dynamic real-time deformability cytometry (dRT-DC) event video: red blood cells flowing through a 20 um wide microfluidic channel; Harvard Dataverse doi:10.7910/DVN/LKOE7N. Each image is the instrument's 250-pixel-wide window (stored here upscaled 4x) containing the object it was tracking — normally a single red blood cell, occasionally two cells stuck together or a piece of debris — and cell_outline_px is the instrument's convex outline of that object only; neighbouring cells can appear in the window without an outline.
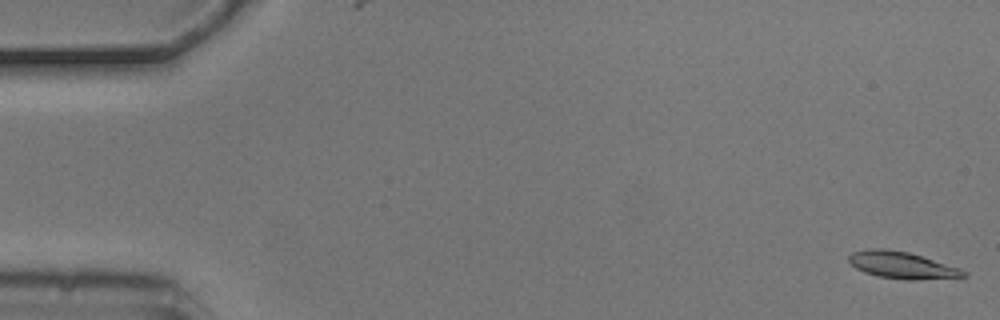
{"species": "common noctule bat (a hibernating species)", "species_latin": "Nyctalus noctula", "temperature_condition": "cold", "stored_images_in_passage": 4, "camera_frame_rate_fps": 3000, "um_per_image_px": 0.085, "animal": {"sex": "male", "body_mass_g": 20.5, "forearm_length_mm": 52.5}, "frame": {"image": 1, "passage_image": 1, "time_ms": 0.0, "image_size_px": [1000, 320], "cell_outline_px": [[968, 276], [916, 280], [904, 280], [876, 276], [864, 272], [856, 268], [848, 260], [848, 256], [852, 252], [872, 248], [884, 248], [908, 252], [960, 268], [968, 272]], "centroid_in_image_um": [76.66, 22.54], "position_along_channel_um": 8.3, "area_um2": 17.98}}
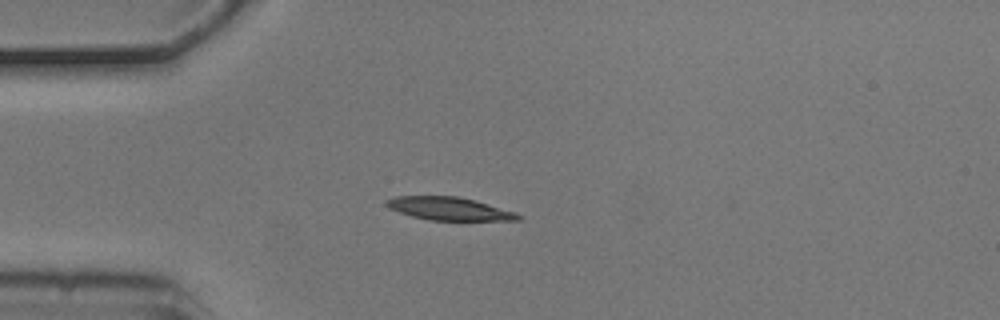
{"frame": {"image": 2, "passage_image": 4, "time_ms": 1.0, "image_size_px": [1000, 320], "cell_outline_px": [[524, 216], [520, 220], [428, 220], [412, 216], [388, 208], [384, 204], [384, 200], [396, 196], [460, 196], [476, 200], [516, 212]], "centroid_in_image_um": [38.19, 17.73], "position_along_channel_um": 46.8, "area_um2": 17.86}}